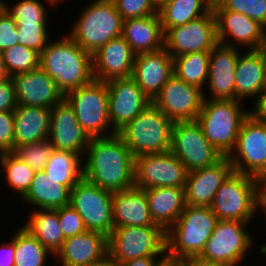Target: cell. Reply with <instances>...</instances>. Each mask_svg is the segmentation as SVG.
I'll return each instance as SVG.
<instances>
[{
    "label": "cell",
    "mask_w": 266,
    "mask_h": 266,
    "mask_svg": "<svg viewBox=\"0 0 266 266\" xmlns=\"http://www.w3.org/2000/svg\"><path fill=\"white\" fill-rule=\"evenodd\" d=\"M166 256H147L120 263L121 266H156Z\"/></svg>",
    "instance_id": "816d5d0a"
},
{
    "label": "cell",
    "mask_w": 266,
    "mask_h": 266,
    "mask_svg": "<svg viewBox=\"0 0 266 266\" xmlns=\"http://www.w3.org/2000/svg\"><path fill=\"white\" fill-rule=\"evenodd\" d=\"M14 113L0 112V153L14 152Z\"/></svg>",
    "instance_id": "f6af8a7d"
},
{
    "label": "cell",
    "mask_w": 266,
    "mask_h": 266,
    "mask_svg": "<svg viewBox=\"0 0 266 266\" xmlns=\"http://www.w3.org/2000/svg\"><path fill=\"white\" fill-rule=\"evenodd\" d=\"M17 24L4 9L0 14V53L18 44Z\"/></svg>",
    "instance_id": "bcb514c9"
},
{
    "label": "cell",
    "mask_w": 266,
    "mask_h": 266,
    "mask_svg": "<svg viewBox=\"0 0 266 266\" xmlns=\"http://www.w3.org/2000/svg\"><path fill=\"white\" fill-rule=\"evenodd\" d=\"M232 172L233 166L228 157L212 166L189 172L185 185L186 205L210 207L215 193Z\"/></svg>",
    "instance_id": "cb8c5ba5"
},
{
    "label": "cell",
    "mask_w": 266,
    "mask_h": 266,
    "mask_svg": "<svg viewBox=\"0 0 266 266\" xmlns=\"http://www.w3.org/2000/svg\"><path fill=\"white\" fill-rule=\"evenodd\" d=\"M252 109H249V113L256 120L266 123V92H262L257 99L252 102Z\"/></svg>",
    "instance_id": "681fc988"
},
{
    "label": "cell",
    "mask_w": 266,
    "mask_h": 266,
    "mask_svg": "<svg viewBox=\"0 0 266 266\" xmlns=\"http://www.w3.org/2000/svg\"><path fill=\"white\" fill-rule=\"evenodd\" d=\"M211 6L216 5L217 3L220 2V0H206Z\"/></svg>",
    "instance_id": "be15d7a7"
},
{
    "label": "cell",
    "mask_w": 266,
    "mask_h": 266,
    "mask_svg": "<svg viewBox=\"0 0 266 266\" xmlns=\"http://www.w3.org/2000/svg\"><path fill=\"white\" fill-rule=\"evenodd\" d=\"M219 43L213 10L164 33V48L172 58L188 53L210 52Z\"/></svg>",
    "instance_id": "5bb4252c"
},
{
    "label": "cell",
    "mask_w": 266,
    "mask_h": 266,
    "mask_svg": "<svg viewBox=\"0 0 266 266\" xmlns=\"http://www.w3.org/2000/svg\"><path fill=\"white\" fill-rule=\"evenodd\" d=\"M89 266H121V265L116 259H114L109 253H107L103 258L94 261Z\"/></svg>",
    "instance_id": "f5cc1de1"
},
{
    "label": "cell",
    "mask_w": 266,
    "mask_h": 266,
    "mask_svg": "<svg viewBox=\"0 0 266 266\" xmlns=\"http://www.w3.org/2000/svg\"><path fill=\"white\" fill-rule=\"evenodd\" d=\"M33 209L55 210L70 205V190L44 171H36L27 193L20 199Z\"/></svg>",
    "instance_id": "4dcf8cb0"
},
{
    "label": "cell",
    "mask_w": 266,
    "mask_h": 266,
    "mask_svg": "<svg viewBox=\"0 0 266 266\" xmlns=\"http://www.w3.org/2000/svg\"><path fill=\"white\" fill-rule=\"evenodd\" d=\"M14 261V233H12L10 239L0 243V266H14Z\"/></svg>",
    "instance_id": "c3c4849f"
},
{
    "label": "cell",
    "mask_w": 266,
    "mask_h": 266,
    "mask_svg": "<svg viewBox=\"0 0 266 266\" xmlns=\"http://www.w3.org/2000/svg\"><path fill=\"white\" fill-rule=\"evenodd\" d=\"M55 210L57 211L60 228L65 238L87 231L82 217L70 205Z\"/></svg>",
    "instance_id": "ee69618b"
},
{
    "label": "cell",
    "mask_w": 266,
    "mask_h": 266,
    "mask_svg": "<svg viewBox=\"0 0 266 266\" xmlns=\"http://www.w3.org/2000/svg\"><path fill=\"white\" fill-rule=\"evenodd\" d=\"M260 201H266V172L259 178Z\"/></svg>",
    "instance_id": "db71d44e"
},
{
    "label": "cell",
    "mask_w": 266,
    "mask_h": 266,
    "mask_svg": "<svg viewBox=\"0 0 266 266\" xmlns=\"http://www.w3.org/2000/svg\"><path fill=\"white\" fill-rule=\"evenodd\" d=\"M29 213L22 226L55 256L66 239L60 228L57 211L34 209Z\"/></svg>",
    "instance_id": "1f68e13d"
},
{
    "label": "cell",
    "mask_w": 266,
    "mask_h": 266,
    "mask_svg": "<svg viewBox=\"0 0 266 266\" xmlns=\"http://www.w3.org/2000/svg\"><path fill=\"white\" fill-rule=\"evenodd\" d=\"M151 219L167 231L180 217L185 202V188L154 187L145 189Z\"/></svg>",
    "instance_id": "f546056e"
},
{
    "label": "cell",
    "mask_w": 266,
    "mask_h": 266,
    "mask_svg": "<svg viewBox=\"0 0 266 266\" xmlns=\"http://www.w3.org/2000/svg\"><path fill=\"white\" fill-rule=\"evenodd\" d=\"M108 253V236L95 232L68 237L61 249L56 253L53 262L59 266H89L94 261L103 258Z\"/></svg>",
    "instance_id": "d4e9b609"
},
{
    "label": "cell",
    "mask_w": 266,
    "mask_h": 266,
    "mask_svg": "<svg viewBox=\"0 0 266 266\" xmlns=\"http://www.w3.org/2000/svg\"><path fill=\"white\" fill-rule=\"evenodd\" d=\"M122 20L146 17L158 13L150 0H113Z\"/></svg>",
    "instance_id": "7bdbcfd3"
},
{
    "label": "cell",
    "mask_w": 266,
    "mask_h": 266,
    "mask_svg": "<svg viewBox=\"0 0 266 266\" xmlns=\"http://www.w3.org/2000/svg\"><path fill=\"white\" fill-rule=\"evenodd\" d=\"M13 113L14 149L49 137L51 109L17 105Z\"/></svg>",
    "instance_id": "f1b7e54d"
},
{
    "label": "cell",
    "mask_w": 266,
    "mask_h": 266,
    "mask_svg": "<svg viewBox=\"0 0 266 266\" xmlns=\"http://www.w3.org/2000/svg\"><path fill=\"white\" fill-rule=\"evenodd\" d=\"M18 103L12 78L0 83V112H14Z\"/></svg>",
    "instance_id": "7dc6e473"
},
{
    "label": "cell",
    "mask_w": 266,
    "mask_h": 266,
    "mask_svg": "<svg viewBox=\"0 0 266 266\" xmlns=\"http://www.w3.org/2000/svg\"><path fill=\"white\" fill-rule=\"evenodd\" d=\"M44 2L49 5L50 10L57 9L49 0H19L14 2L13 5L12 2L8 3L5 1L4 9L14 19L17 25L50 24L48 23L50 17L47 16L50 11Z\"/></svg>",
    "instance_id": "74e56055"
},
{
    "label": "cell",
    "mask_w": 266,
    "mask_h": 266,
    "mask_svg": "<svg viewBox=\"0 0 266 266\" xmlns=\"http://www.w3.org/2000/svg\"><path fill=\"white\" fill-rule=\"evenodd\" d=\"M106 84L110 125L118 133L152 101L131 77L109 80Z\"/></svg>",
    "instance_id": "ac0fdd59"
},
{
    "label": "cell",
    "mask_w": 266,
    "mask_h": 266,
    "mask_svg": "<svg viewBox=\"0 0 266 266\" xmlns=\"http://www.w3.org/2000/svg\"><path fill=\"white\" fill-rule=\"evenodd\" d=\"M252 223L218 220L200 257L225 266H242L256 244L255 235L249 230Z\"/></svg>",
    "instance_id": "ba28073f"
},
{
    "label": "cell",
    "mask_w": 266,
    "mask_h": 266,
    "mask_svg": "<svg viewBox=\"0 0 266 266\" xmlns=\"http://www.w3.org/2000/svg\"><path fill=\"white\" fill-rule=\"evenodd\" d=\"M112 197L113 192L100 188L83 177L70 190V206L82 217L88 231L109 236L114 229Z\"/></svg>",
    "instance_id": "8fae6325"
},
{
    "label": "cell",
    "mask_w": 266,
    "mask_h": 266,
    "mask_svg": "<svg viewBox=\"0 0 266 266\" xmlns=\"http://www.w3.org/2000/svg\"><path fill=\"white\" fill-rule=\"evenodd\" d=\"M41 67L64 96L93 79L92 55L78 46L67 34L47 43L40 53Z\"/></svg>",
    "instance_id": "7a4b0ae2"
},
{
    "label": "cell",
    "mask_w": 266,
    "mask_h": 266,
    "mask_svg": "<svg viewBox=\"0 0 266 266\" xmlns=\"http://www.w3.org/2000/svg\"><path fill=\"white\" fill-rule=\"evenodd\" d=\"M51 1L56 7L60 6L59 4L65 2V0H49ZM68 1V0H67ZM70 1V0H69Z\"/></svg>",
    "instance_id": "6125c7cd"
},
{
    "label": "cell",
    "mask_w": 266,
    "mask_h": 266,
    "mask_svg": "<svg viewBox=\"0 0 266 266\" xmlns=\"http://www.w3.org/2000/svg\"><path fill=\"white\" fill-rule=\"evenodd\" d=\"M0 175L4 176L3 182L7 183L6 189H11L16 196L19 195V200L27 193L32 180L34 178L35 170L29 165L20 160L13 152L2 153L0 156ZM3 173V174H1Z\"/></svg>",
    "instance_id": "8d00e7d4"
},
{
    "label": "cell",
    "mask_w": 266,
    "mask_h": 266,
    "mask_svg": "<svg viewBox=\"0 0 266 266\" xmlns=\"http://www.w3.org/2000/svg\"><path fill=\"white\" fill-rule=\"evenodd\" d=\"M10 78V75L8 74L5 63L2 60V56L0 53V83L8 80Z\"/></svg>",
    "instance_id": "11a10c76"
},
{
    "label": "cell",
    "mask_w": 266,
    "mask_h": 266,
    "mask_svg": "<svg viewBox=\"0 0 266 266\" xmlns=\"http://www.w3.org/2000/svg\"><path fill=\"white\" fill-rule=\"evenodd\" d=\"M83 176L111 192L130 189L135 186V158L117 133L91 138L83 156Z\"/></svg>",
    "instance_id": "6da1fadb"
},
{
    "label": "cell",
    "mask_w": 266,
    "mask_h": 266,
    "mask_svg": "<svg viewBox=\"0 0 266 266\" xmlns=\"http://www.w3.org/2000/svg\"><path fill=\"white\" fill-rule=\"evenodd\" d=\"M170 151L189 172L212 166L223 156L205 138L197 121L174 122Z\"/></svg>",
    "instance_id": "7c38bea8"
},
{
    "label": "cell",
    "mask_w": 266,
    "mask_h": 266,
    "mask_svg": "<svg viewBox=\"0 0 266 266\" xmlns=\"http://www.w3.org/2000/svg\"><path fill=\"white\" fill-rule=\"evenodd\" d=\"M65 99L73 107L78 123L90 138L116 134L109 120L106 82L93 79L89 84L67 93Z\"/></svg>",
    "instance_id": "9c48e42d"
},
{
    "label": "cell",
    "mask_w": 266,
    "mask_h": 266,
    "mask_svg": "<svg viewBox=\"0 0 266 266\" xmlns=\"http://www.w3.org/2000/svg\"><path fill=\"white\" fill-rule=\"evenodd\" d=\"M212 10H231L248 16L266 28V0H220Z\"/></svg>",
    "instance_id": "60d3db41"
},
{
    "label": "cell",
    "mask_w": 266,
    "mask_h": 266,
    "mask_svg": "<svg viewBox=\"0 0 266 266\" xmlns=\"http://www.w3.org/2000/svg\"><path fill=\"white\" fill-rule=\"evenodd\" d=\"M228 158L234 172L259 179L266 172V123L249 114L241 125L235 148Z\"/></svg>",
    "instance_id": "4fadbf2b"
},
{
    "label": "cell",
    "mask_w": 266,
    "mask_h": 266,
    "mask_svg": "<svg viewBox=\"0 0 266 266\" xmlns=\"http://www.w3.org/2000/svg\"><path fill=\"white\" fill-rule=\"evenodd\" d=\"M112 216L114 227L159 226L151 219L145 190L135 186L113 192Z\"/></svg>",
    "instance_id": "484cf974"
},
{
    "label": "cell",
    "mask_w": 266,
    "mask_h": 266,
    "mask_svg": "<svg viewBox=\"0 0 266 266\" xmlns=\"http://www.w3.org/2000/svg\"><path fill=\"white\" fill-rule=\"evenodd\" d=\"M11 78L18 105L51 109L65 98L55 81L41 67Z\"/></svg>",
    "instance_id": "44dd1931"
},
{
    "label": "cell",
    "mask_w": 266,
    "mask_h": 266,
    "mask_svg": "<svg viewBox=\"0 0 266 266\" xmlns=\"http://www.w3.org/2000/svg\"><path fill=\"white\" fill-rule=\"evenodd\" d=\"M204 91L173 74L152 103L171 121H196L204 102Z\"/></svg>",
    "instance_id": "2e32d148"
},
{
    "label": "cell",
    "mask_w": 266,
    "mask_h": 266,
    "mask_svg": "<svg viewBox=\"0 0 266 266\" xmlns=\"http://www.w3.org/2000/svg\"><path fill=\"white\" fill-rule=\"evenodd\" d=\"M217 221L210 207L186 205L177 221L166 231V257L175 261L200 256Z\"/></svg>",
    "instance_id": "277c9868"
},
{
    "label": "cell",
    "mask_w": 266,
    "mask_h": 266,
    "mask_svg": "<svg viewBox=\"0 0 266 266\" xmlns=\"http://www.w3.org/2000/svg\"><path fill=\"white\" fill-rule=\"evenodd\" d=\"M4 3H5V0H0V14L4 10Z\"/></svg>",
    "instance_id": "e7e4bbea"
},
{
    "label": "cell",
    "mask_w": 266,
    "mask_h": 266,
    "mask_svg": "<svg viewBox=\"0 0 266 266\" xmlns=\"http://www.w3.org/2000/svg\"><path fill=\"white\" fill-rule=\"evenodd\" d=\"M210 208L217 220L257 221L255 217L261 213L259 179L233 171L215 193Z\"/></svg>",
    "instance_id": "8992f818"
},
{
    "label": "cell",
    "mask_w": 266,
    "mask_h": 266,
    "mask_svg": "<svg viewBox=\"0 0 266 266\" xmlns=\"http://www.w3.org/2000/svg\"><path fill=\"white\" fill-rule=\"evenodd\" d=\"M212 6L206 0H168L158 9L163 32L207 14Z\"/></svg>",
    "instance_id": "836d02e7"
},
{
    "label": "cell",
    "mask_w": 266,
    "mask_h": 266,
    "mask_svg": "<svg viewBox=\"0 0 266 266\" xmlns=\"http://www.w3.org/2000/svg\"><path fill=\"white\" fill-rule=\"evenodd\" d=\"M241 51L242 49L220 43L210 51L208 80L204 89L205 99L237 100L235 71Z\"/></svg>",
    "instance_id": "d6986e66"
},
{
    "label": "cell",
    "mask_w": 266,
    "mask_h": 266,
    "mask_svg": "<svg viewBox=\"0 0 266 266\" xmlns=\"http://www.w3.org/2000/svg\"><path fill=\"white\" fill-rule=\"evenodd\" d=\"M173 74V58L163 47L137 54L131 78L152 101Z\"/></svg>",
    "instance_id": "603a6c76"
},
{
    "label": "cell",
    "mask_w": 266,
    "mask_h": 266,
    "mask_svg": "<svg viewBox=\"0 0 266 266\" xmlns=\"http://www.w3.org/2000/svg\"><path fill=\"white\" fill-rule=\"evenodd\" d=\"M213 12L220 44L242 50L266 48V28L259 22L231 10H213Z\"/></svg>",
    "instance_id": "e0dca14e"
},
{
    "label": "cell",
    "mask_w": 266,
    "mask_h": 266,
    "mask_svg": "<svg viewBox=\"0 0 266 266\" xmlns=\"http://www.w3.org/2000/svg\"><path fill=\"white\" fill-rule=\"evenodd\" d=\"M262 92H266V48H265V62H264V76H263Z\"/></svg>",
    "instance_id": "6f0895ef"
},
{
    "label": "cell",
    "mask_w": 266,
    "mask_h": 266,
    "mask_svg": "<svg viewBox=\"0 0 266 266\" xmlns=\"http://www.w3.org/2000/svg\"><path fill=\"white\" fill-rule=\"evenodd\" d=\"M243 51L239 53L236 64L235 96L241 102L248 99V102H254L262 93L265 48Z\"/></svg>",
    "instance_id": "4316f807"
},
{
    "label": "cell",
    "mask_w": 266,
    "mask_h": 266,
    "mask_svg": "<svg viewBox=\"0 0 266 266\" xmlns=\"http://www.w3.org/2000/svg\"><path fill=\"white\" fill-rule=\"evenodd\" d=\"M50 143L56 150L71 151L84 156L90 137L77 121L73 107L64 98L51 108Z\"/></svg>",
    "instance_id": "ffe728a7"
},
{
    "label": "cell",
    "mask_w": 266,
    "mask_h": 266,
    "mask_svg": "<svg viewBox=\"0 0 266 266\" xmlns=\"http://www.w3.org/2000/svg\"><path fill=\"white\" fill-rule=\"evenodd\" d=\"M173 124V121L151 103L117 134L134 158H137L170 151Z\"/></svg>",
    "instance_id": "52a82bcc"
},
{
    "label": "cell",
    "mask_w": 266,
    "mask_h": 266,
    "mask_svg": "<svg viewBox=\"0 0 266 266\" xmlns=\"http://www.w3.org/2000/svg\"><path fill=\"white\" fill-rule=\"evenodd\" d=\"M53 145L49 139L26 144L14 149V154L35 171H43L49 161Z\"/></svg>",
    "instance_id": "ab89813d"
},
{
    "label": "cell",
    "mask_w": 266,
    "mask_h": 266,
    "mask_svg": "<svg viewBox=\"0 0 266 266\" xmlns=\"http://www.w3.org/2000/svg\"><path fill=\"white\" fill-rule=\"evenodd\" d=\"M241 103L239 100L204 99L196 119L205 138L223 157L234 150L241 125L250 114V108Z\"/></svg>",
    "instance_id": "5b68a950"
},
{
    "label": "cell",
    "mask_w": 266,
    "mask_h": 266,
    "mask_svg": "<svg viewBox=\"0 0 266 266\" xmlns=\"http://www.w3.org/2000/svg\"><path fill=\"white\" fill-rule=\"evenodd\" d=\"M188 171L171 151L146 154L135 158V187L185 188Z\"/></svg>",
    "instance_id": "9a60e30c"
},
{
    "label": "cell",
    "mask_w": 266,
    "mask_h": 266,
    "mask_svg": "<svg viewBox=\"0 0 266 266\" xmlns=\"http://www.w3.org/2000/svg\"><path fill=\"white\" fill-rule=\"evenodd\" d=\"M43 171L71 190L84 177L83 156L71 151L54 149Z\"/></svg>",
    "instance_id": "d6a6232c"
},
{
    "label": "cell",
    "mask_w": 266,
    "mask_h": 266,
    "mask_svg": "<svg viewBox=\"0 0 266 266\" xmlns=\"http://www.w3.org/2000/svg\"><path fill=\"white\" fill-rule=\"evenodd\" d=\"M260 207H261V212L263 214V217L266 218V201H260Z\"/></svg>",
    "instance_id": "94428289"
},
{
    "label": "cell",
    "mask_w": 266,
    "mask_h": 266,
    "mask_svg": "<svg viewBox=\"0 0 266 266\" xmlns=\"http://www.w3.org/2000/svg\"><path fill=\"white\" fill-rule=\"evenodd\" d=\"M67 34L87 53L93 55L109 40L122 35L123 20L113 0H90Z\"/></svg>",
    "instance_id": "3957f363"
},
{
    "label": "cell",
    "mask_w": 266,
    "mask_h": 266,
    "mask_svg": "<svg viewBox=\"0 0 266 266\" xmlns=\"http://www.w3.org/2000/svg\"><path fill=\"white\" fill-rule=\"evenodd\" d=\"M108 253L119 263L147 256H166V231L161 226L114 227Z\"/></svg>",
    "instance_id": "30bf717a"
},
{
    "label": "cell",
    "mask_w": 266,
    "mask_h": 266,
    "mask_svg": "<svg viewBox=\"0 0 266 266\" xmlns=\"http://www.w3.org/2000/svg\"><path fill=\"white\" fill-rule=\"evenodd\" d=\"M1 56L10 77L39 67L40 54L19 43L2 51Z\"/></svg>",
    "instance_id": "f35d334b"
},
{
    "label": "cell",
    "mask_w": 266,
    "mask_h": 266,
    "mask_svg": "<svg viewBox=\"0 0 266 266\" xmlns=\"http://www.w3.org/2000/svg\"><path fill=\"white\" fill-rule=\"evenodd\" d=\"M48 24L17 25L18 43L37 51L39 54L47 46L52 37ZM50 30V31H49Z\"/></svg>",
    "instance_id": "b9f144b4"
},
{
    "label": "cell",
    "mask_w": 266,
    "mask_h": 266,
    "mask_svg": "<svg viewBox=\"0 0 266 266\" xmlns=\"http://www.w3.org/2000/svg\"><path fill=\"white\" fill-rule=\"evenodd\" d=\"M152 4L159 9L162 5H164L168 0H150Z\"/></svg>",
    "instance_id": "680465c9"
},
{
    "label": "cell",
    "mask_w": 266,
    "mask_h": 266,
    "mask_svg": "<svg viewBox=\"0 0 266 266\" xmlns=\"http://www.w3.org/2000/svg\"><path fill=\"white\" fill-rule=\"evenodd\" d=\"M210 52L188 53L173 58L174 74L204 91L209 72Z\"/></svg>",
    "instance_id": "d590c367"
},
{
    "label": "cell",
    "mask_w": 266,
    "mask_h": 266,
    "mask_svg": "<svg viewBox=\"0 0 266 266\" xmlns=\"http://www.w3.org/2000/svg\"><path fill=\"white\" fill-rule=\"evenodd\" d=\"M16 230L13 231L15 248L14 266H50L47 264L52 263L50 260L55 256L22 225L17 227Z\"/></svg>",
    "instance_id": "e575fe53"
},
{
    "label": "cell",
    "mask_w": 266,
    "mask_h": 266,
    "mask_svg": "<svg viewBox=\"0 0 266 266\" xmlns=\"http://www.w3.org/2000/svg\"><path fill=\"white\" fill-rule=\"evenodd\" d=\"M259 255H263L266 258V242L259 245Z\"/></svg>",
    "instance_id": "91938a15"
},
{
    "label": "cell",
    "mask_w": 266,
    "mask_h": 266,
    "mask_svg": "<svg viewBox=\"0 0 266 266\" xmlns=\"http://www.w3.org/2000/svg\"><path fill=\"white\" fill-rule=\"evenodd\" d=\"M122 36L136 55L164 47V32L158 13L124 20Z\"/></svg>",
    "instance_id": "83f0119b"
},
{
    "label": "cell",
    "mask_w": 266,
    "mask_h": 266,
    "mask_svg": "<svg viewBox=\"0 0 266 266\" xmlns=\"http://www.w3.org/2000/svg\"><path fill=\"white\" fill-rule=\"evenodd\" d=\"M156 266H176V264L173 259L165 257Z\"/></svg>",
    "instance_id": "9f6ffc18"
},
{
    "label": "cell",
    "mask_w": 266,
    "mask_h": 266,
    "mask_svg": "<svg viewBox=\"0 0 266 266\" xmlns=\"http://www.w3.org/2000/svg\"><path fill=\"white\" fill-rule=\"evenodd\" d=\"M176 266H225L223 264L212 262L201 258L200 256H190L175 260Z\"/></svg>",
    "instance_id": "f907efd6"
},
{
    "label": "cell",
    "mask_w": 266,
    "mask_h": 266,
    "mask_svg": "<svg viewBox=\"0 0 266 266\" xmlns=\"http://www.w3.org/2000/svg\"><path fill=\"white\" fill-rule=\"evenodd\" d=\"M136 54L123 38L109 40L92 55V70L95 80L107 82L113 79L130 78Z\"/></svg>",
    "instance_id": "7402d4cb"
}]
</instances>
